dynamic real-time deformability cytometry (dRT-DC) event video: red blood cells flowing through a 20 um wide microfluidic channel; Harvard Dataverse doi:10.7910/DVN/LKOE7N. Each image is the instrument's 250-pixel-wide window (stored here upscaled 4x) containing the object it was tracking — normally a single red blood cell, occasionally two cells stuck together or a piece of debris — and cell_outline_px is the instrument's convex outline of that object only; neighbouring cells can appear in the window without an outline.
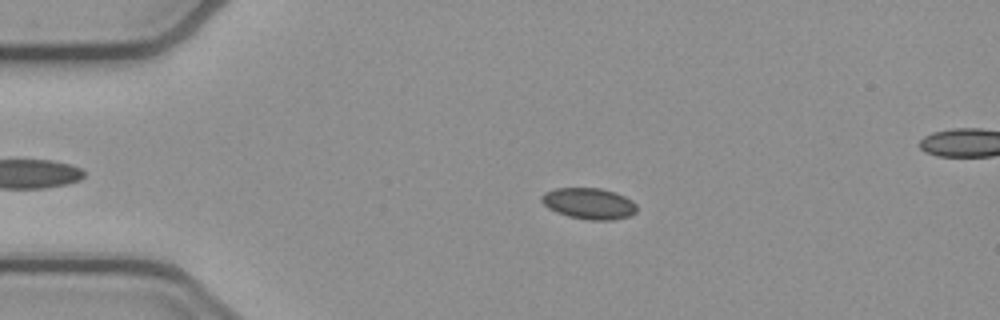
{"species": "common noctule bat (a hibernating species)", "species_latin": "Nyctalus noctula", "temperature_condition": "cold", "stored_images_in_passage": 47, "camera_frame_rate_fps": 3000, "um_per_image_px": 0.085, "animal": {"sex": "female", "body_mass_g": 21.9}, "frame": {"image": 1, "passage_image": 11, "time_ms": 3.333, "image_size_px": [1000, 320], "cell_outline_px": [[636, 212], [628, 216], [612, 220], [588, 220], [568, 216], [556, 212], [548, 208], [540, 200], [540, 196], [544, 192], [556, 188], [600, 188], [616, 192], [632, 200], [636, 204]], "centroid_in_image_um": [50.04, 17.29], "position_along_channel_um": 35.0, "area_um2": 17.4}}
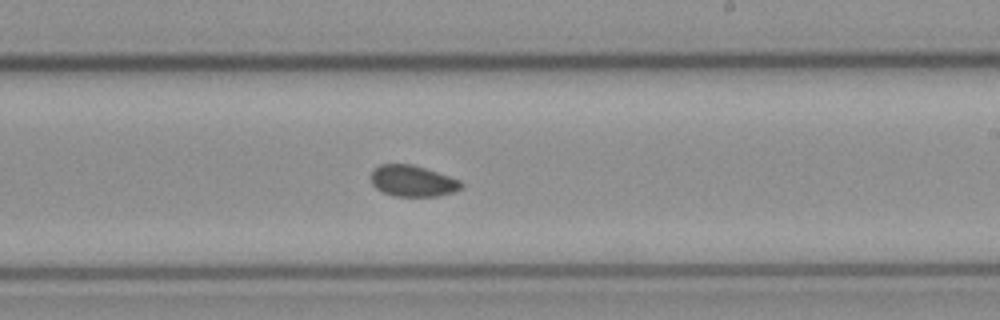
{"frame": {"image": 2, "passage_image": 31, "time_ms": 10.0, "image_size_px": [1000, 320], "cell_outline_px": [[464, 188], [452, 192], [436, 196], [392, 196], [376, 188], [372, 184], [372, 168], [380, 164], [412, 164], [460, 180], [464, 184]], "centroid_in_image_um": [35.07, 15.38], "position_along_channel_um": 253.9, "area_um2": 16.36}}
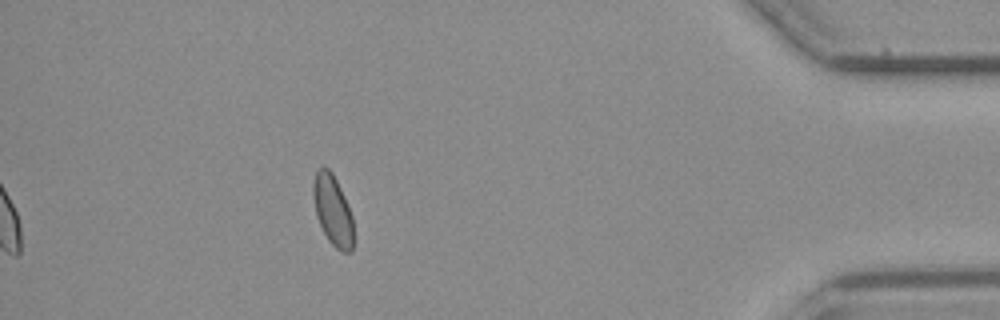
{"frame": {"image": 3, "passage_image": 47, "time_ms": 15.333, "image_size_px": [1000, 320], "cell_outline_px": [[352, 252], [340, 252], [328, 240], [316, 216], [312, 196], [312, 184], [316, 172], [320, 168], [328, 168], [332, 172], [344, 196], [352, 216]], "centroid_in_image_um": [28.26, 17.88], "position_along_channel_um": 406.9, "area_um2": 16.36}, "authors_computed_cell_mechanics": {"area_um2": 16.762, "velocity_mm_per_s": 3.8743, "shape_relaxation_time_tau1_ms": null, "shape_relaxation_time_tau2_ms": 3.6298, "deformation_change_tau1": null, "deformation_change_tau2": 0.0625}}